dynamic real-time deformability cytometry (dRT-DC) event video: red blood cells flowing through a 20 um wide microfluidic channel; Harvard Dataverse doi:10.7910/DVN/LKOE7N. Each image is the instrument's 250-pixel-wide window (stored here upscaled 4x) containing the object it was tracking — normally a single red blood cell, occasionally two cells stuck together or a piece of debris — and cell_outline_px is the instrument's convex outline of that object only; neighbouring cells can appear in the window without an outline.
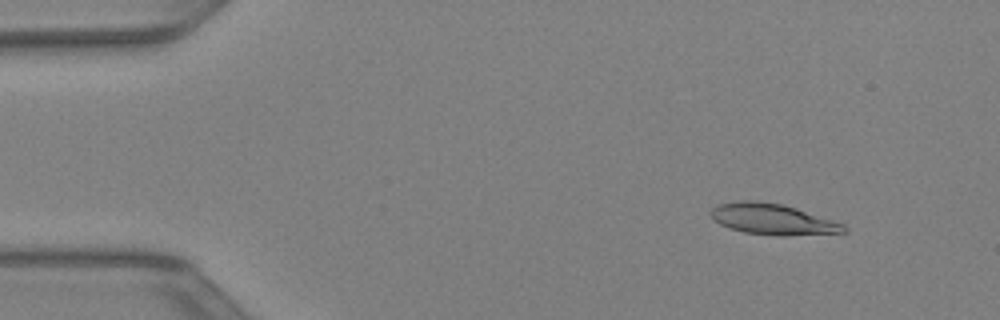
{"species": "Egyptian fruit bat (a non-hibernating species)", "species_latin": "Rousettus aegyptiacus", "temperature_condition": "warm", "stored_images_in_passage": 39, "camera_frame_rate_fps": 3000, "um_per_image_px": 0.085, "animal": {"sex": "female"}, "frame": {"image": 1, "passage_image": 1, "time_ms": 0.0, "image_size_px": [1000, 320], "cell_outline_px": [[848, 232], [784, 236], [780, 236], [744, 232], [720, 224], [708, 212], [716, 204], [740, 200], [756, 200], [784, 204], [844, 224], [848, 228]], "centroid_in_image_um": [65.68, 18.62], "position_along_channel_um": 19.3, "area_um2": 23.99}}
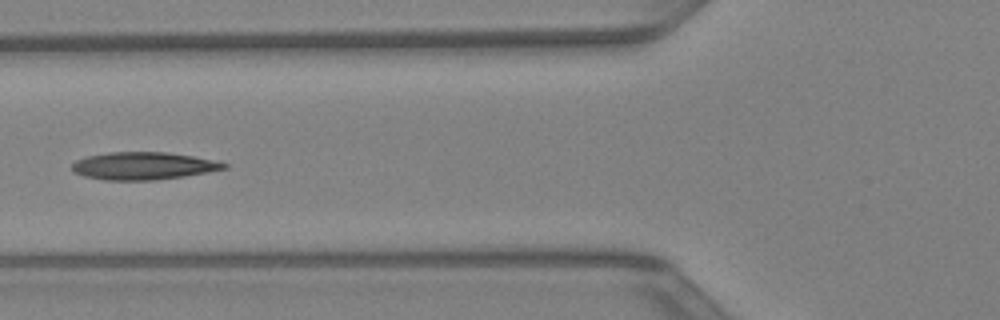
{"frame": {"image": 2, "passage_image": 13, "time_ms": 4.0, "image_size_px": [1000, 320], "cell_outline_px": [[228, 168], [208, 172], [184, 176], [156, 180], [104, 180], [84, 176], [72, 172], [72, 164], [76, 160], [88, 156], [108, 152], [168, 152], [220, 160], [228, 164]], "centroid_in_image_um": [12.23, 14.09], "position_along_channel_um": 113.6, "area_um2": 24.68}}
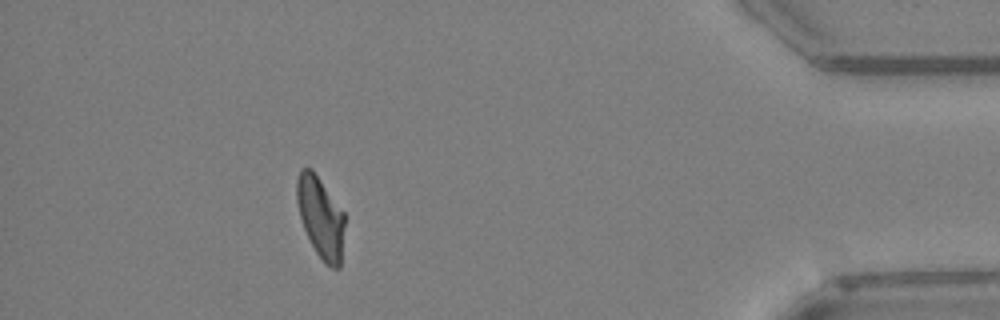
{"frame": {"image": 3, "passage_image": 35, "time_ms": 11.333, "image_size_px": [1000, 320], "cell_outline_px": [[344, 224], [340, 268], [332, 268], [316, 252], [304, 228], [300, 216], [296, 200], [296, 180], [300, 168], [312, 168], [344, 212]], "centroid_in_image_um": [27.23, 18.41], "position_along_channel_um": 408.0, "area_um2": 22.37}}